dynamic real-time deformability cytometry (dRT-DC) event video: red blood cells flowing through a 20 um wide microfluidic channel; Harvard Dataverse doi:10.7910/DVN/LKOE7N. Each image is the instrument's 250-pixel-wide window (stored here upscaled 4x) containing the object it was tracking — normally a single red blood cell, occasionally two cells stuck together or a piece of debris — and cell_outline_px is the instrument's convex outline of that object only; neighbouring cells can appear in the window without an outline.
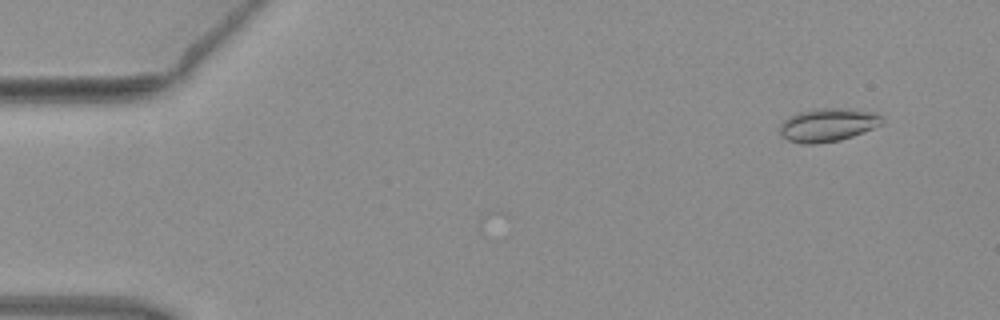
{"species": "common noctule bat (a hibernating species)", "species_latin": "Nyctalus noctula", "temperature_condition": "warm", "stored_images_in_passage": 5, "camera_frame_rate_fps": 3000, "um_per_image_px": 0.085, "animal": {"sex": "female", "body_mass_g": 19.3, "forearm_length_mm": 54.1}, "frame": {"image": 1, "passage_image": 2, "time_ms": 0.333, "image_size_px": [1000, 320], "cell_outline_px": [[884, 120], [880, 124], [864, 132], [840, 140], [816, 144], [804, 144], [788, 140], [780, 136], [780, 124], [788, 116], [796, 112], [816, 108], [848, 108], [876, 112], [884, 116]], "centroid_in_image_um": [70.36, 10.6], "position_along_channel_um": 14.6, "area_um2": 20.17}}
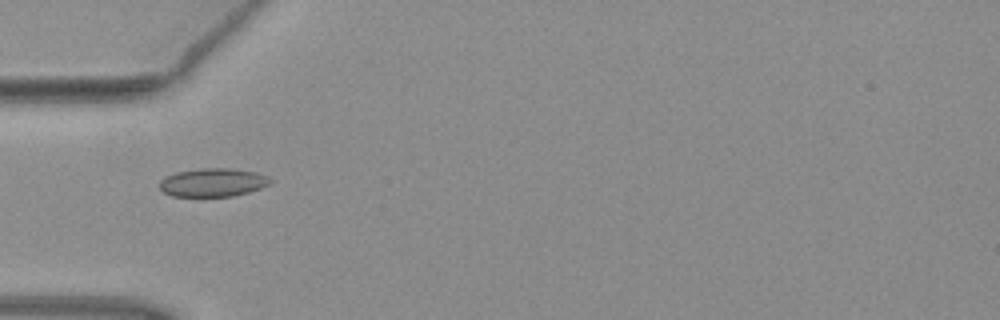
{"frame": {"image": 2, "passage_image": 5, "time_ms": 1.333, "image_size_px": [1000, 320], "cell_outline_px": [[272, 180], [268, 184], [260, 188], [248, 192], [232, 196], [172, 196], [164, 192], [160, 188], [160, 180], [164, 176], [176, 172], [200, 168], [232, 168], [256, 172], [268, 176]], "centroid_in_image_um": [18.08, 15.49], "position_along_channel_um": 66.9, "area_um2": 18.32}}